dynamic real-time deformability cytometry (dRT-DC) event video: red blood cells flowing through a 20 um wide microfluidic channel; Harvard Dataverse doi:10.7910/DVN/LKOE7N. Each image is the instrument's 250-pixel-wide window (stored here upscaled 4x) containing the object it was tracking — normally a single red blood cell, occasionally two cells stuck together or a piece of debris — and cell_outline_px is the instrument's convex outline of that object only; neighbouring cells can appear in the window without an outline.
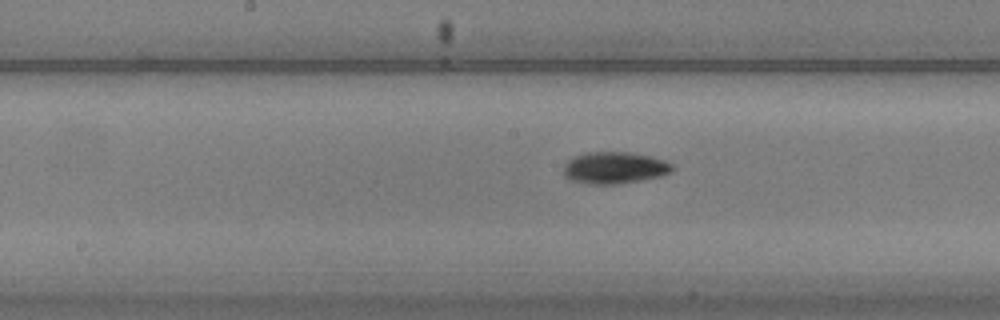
{"species": "common noctule bat (a hibernating species)", "species_latin": "Nyctalus noctula", "temperature_condition": "warm", "stored_images_in_passage": 30, "camera_frame_rate_fps": 3000, "um_per_image_px": 0.085, "animal": {"sex": "male", "body_mass_g": 20.5, "forearm_length_mm": 52.5}, "frame": {"image": 1, "passage_image": 14, "time_ms": 4.333, "image_size_px": [1000, 320], "cell_outline_px": [[676, 168], [672, 172], [660, 176], [640, 180], [616, 184], [588, 184], [572, 180], [564, 176], [564, 164], [572, 156], [584, 152], [632, 152], [652, 156], [664, 160], [672, 164]], "centroid_in_image_um": [52.24, 14.25], "position_along_channel_um": 196.0, "area_um2": 20.4}}
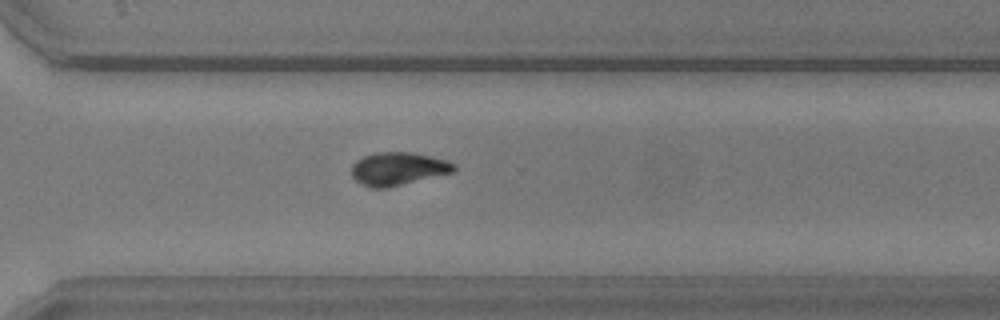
{"frame": {"image": 2, "passage_image": 25, "time_ms": 8.0, "image_size_px": [1000, 320], "cell_outline_px": [[456, 172], [388, 188], [372, 188], [356, 180], [352, 176], [352, 164], [356, 160], [364, 156], [376, 152], [412, 152], [448, 160], [456, 164]], "centroid_in_image_um": [33.89, 14.34], "position_along_channel_um": 336.7, "area_um2": 19.94}}
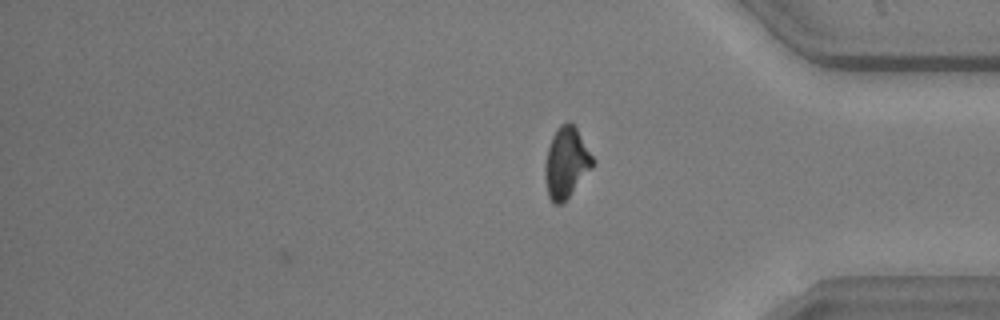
{"frame": {"image": 3, "passage_image": 30, "time_ms": 9.667, "image_size_px": [1000, 320], "cell_outline_px": [[596, 160], [592, 168], [568, 196], [560, 204], [552, 204], [548, 196], [544, 176], [544, 164], [548, 148], [552, 136], [556, 128], [560, 124], [568, 120], [576, 128]], "centroid_in_image_um": [48.12, 13.8], "position_along_channel_um": 387.1, "area_um2": 19.71}, "authors_computed_cell_mechanics": {"area_um2": 19.7098, "velocity_mm_per_s": 3.8513, "shape_relaxation_time_tau1_ms": 2.5307, "shape_relaxation_time_tau2_ms": null, "deformation_change_tau1": 0.1039, "deformation_change_tau2": null}}